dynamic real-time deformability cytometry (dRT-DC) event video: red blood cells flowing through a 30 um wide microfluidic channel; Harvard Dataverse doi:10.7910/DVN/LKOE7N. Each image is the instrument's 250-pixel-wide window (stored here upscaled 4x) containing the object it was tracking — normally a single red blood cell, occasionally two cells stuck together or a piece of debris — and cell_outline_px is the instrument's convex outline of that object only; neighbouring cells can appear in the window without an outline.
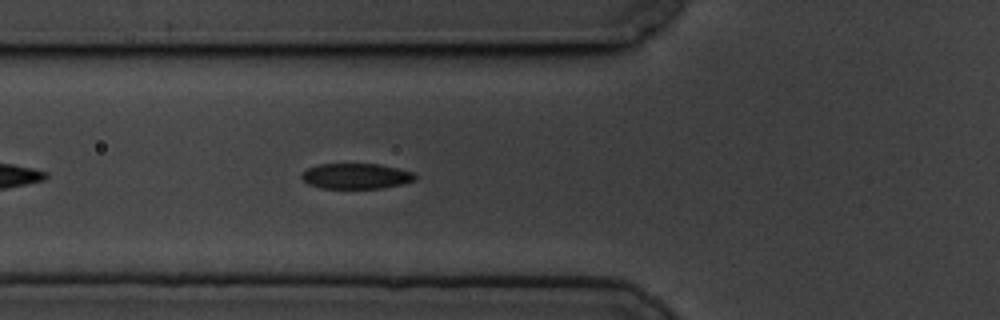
{"species": "common noctule bat (a hibernating species)", "species_latin": "Nyctalus noctula", "temperature_condition": "cold", "stored_images_in_passage": 29, "camera_frame_rate_fps": 3000, "um_per_image_px": 0.085, "animal": {"sex": "male", "body_mass_g": 19.5, "forearm_length_mm": 54.6}, "frame": {"image": 1, "passage_image": 7, "time_ms": 2.0, "image_size_px": [1000, 320], "cell_outline_px": [[416, 180], [404, 184], [384, 188], [320, 188], [308, 184], [300, 176], [308, 168], [320, 164], [380, 164], [412, 172], [416, 176]], "centroid_in_image_um": [30.29, 14.97], "position_along_channel_um": 95.5, "area_um2": 16.82}}
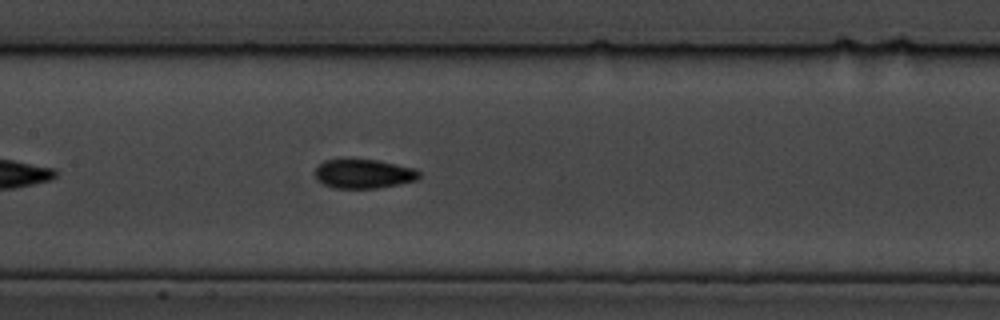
{"frame": {"image": 2, "passage_image": 14, "time_ms": 4.333, "image_size_px": [1000, 320], "cell_outline_px": [[420, 176], [416, 180], [400, 184], [376, 188], [332, 188], [316, 180], [316, 168], [324, 160], [352, 156], [380, 160], [416, 168], [420, 172]], "centroid_in_image_um": [30.9, 14.72], "position_along_channel_um": 176.5, "area_um2": 18.5}}
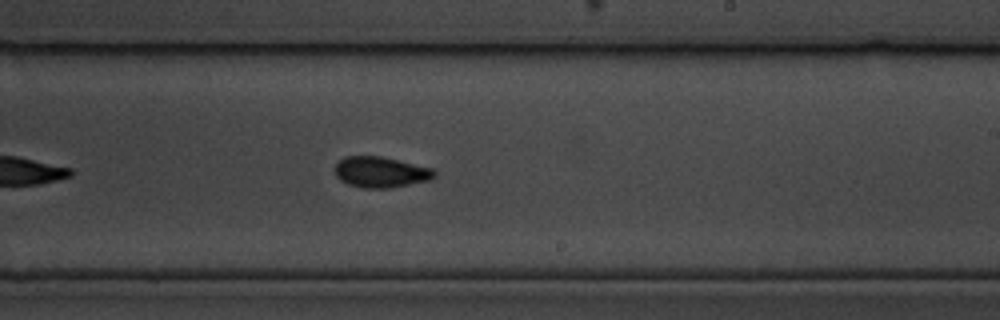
{"frame": {"image": 3, "passage_image": 21, "time_ms": 6.667, "image_size_px": [1000, 320], "cell_outline_px": [[436, 176], [428, 180], [388, 188], [364, 188], [348, 184], [340, 180], [336, 176], [336, 164], [344, 156], [380, 156], [432, 168], [436, 172]], "centroid_in_image_um": [32.34, 14.62], "position_along_channel_um": 256.7, "area_um2": 17.63}}